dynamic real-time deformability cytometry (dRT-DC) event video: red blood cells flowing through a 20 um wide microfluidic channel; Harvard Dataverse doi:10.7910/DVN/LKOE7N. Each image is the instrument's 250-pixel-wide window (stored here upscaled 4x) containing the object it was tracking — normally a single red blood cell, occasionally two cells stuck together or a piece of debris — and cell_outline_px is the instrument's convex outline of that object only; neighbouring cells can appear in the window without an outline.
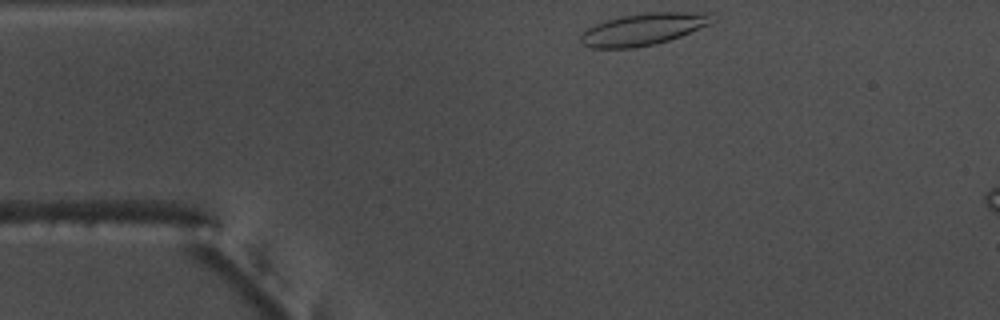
{"species": "common noctule bat (a hibernating species)", "species_latin": "Nyctalus noctula", "temperature_condition": "warm", "stored_images_in_passage": 34, "camera_frame_rate_fps": 3000, "um_per_image_px": 0.085, "animal": {"sex": "male", "body_mass_g": 17.5, "forearm_length_mm": 52.3}, "frame": {"image": 1, "passage_image": 1, "time_ms": 0.0, "image_size_px": [1000, 320], "cell_outline_px": [[716, 20], [712, 24], [680, 36], [656, 44], [632, 48], [592, 48], [580, 44], [580, 36], [588, 28], [596, 24], [608, 20], [624, 16], [652, 12], [708, 12]], "centroid_in_image_um": [54.72, 2.49], "position_along_channel_um": 30.3, "area_um2": 24.39}}
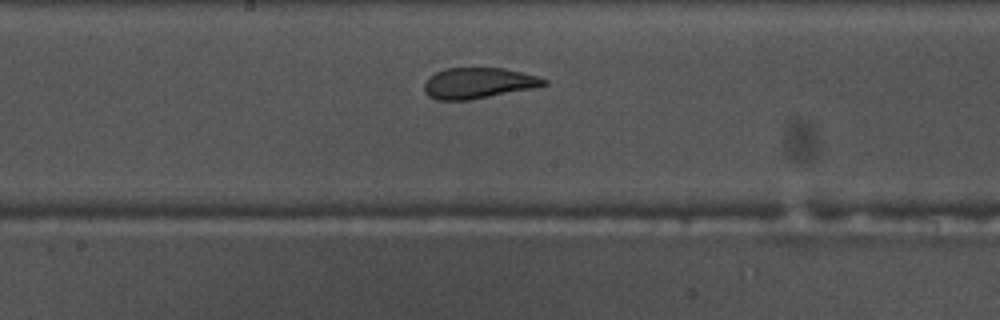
{"frame": {"image": 2, "passage_image": 19, "time_ms": 6.0, "image_size_px": [1000, 320], "cell_outline_px": [[548, 84], [536, 88], [468, 100], [436, 100], [428, 96], [424, 92], [424, 80], [428, 76], [444, 68], [504, 68], [536, 76], [548, 80]], "centroid_in_image_um": [40.62, 7.07], "position_along_channel_um": 207.6, "area_um2": 21.68}}
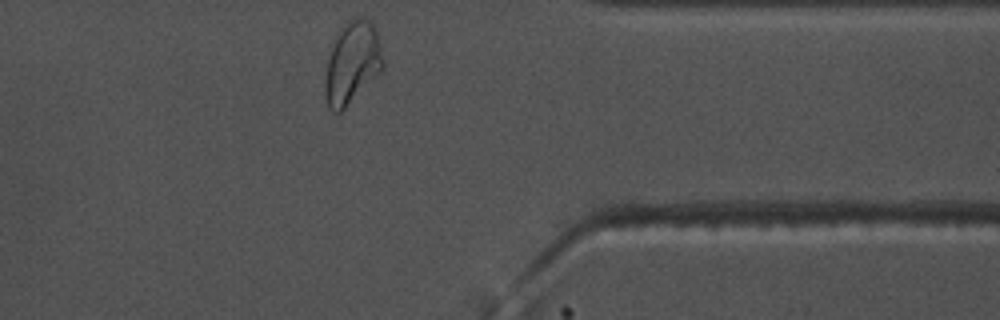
{"frame": {"image": 3, "passage_image": 34, "time_ms": 11.0, "image_size_px": [1000, 320], "cell_outline_px": [[384, 68], [340, 112], [332, 112], [328, 104], [324, 92], [324, 80], [328, 60], [336, 32], [348, 20], [356, 16], [368, 20], [372, 24], [376, 32], [380, 44], [384, 64]], "centroid_in_image_um": [29.92, 5.32], "position_along_channel_um": 381.5, "area_um2": 27.4}, "authors_computed_cell_mechanics": {"area_um2": 22.0218, "velocity_mm_per_s": 3.7351, "shape_relaxation_time_tau1_ms": 8.4629, "shape_relaxation_time_tau2_ms": 1.0836, "deformation_change_tau1": 0.2176, "deformation_change_tau2": 0.0679}}